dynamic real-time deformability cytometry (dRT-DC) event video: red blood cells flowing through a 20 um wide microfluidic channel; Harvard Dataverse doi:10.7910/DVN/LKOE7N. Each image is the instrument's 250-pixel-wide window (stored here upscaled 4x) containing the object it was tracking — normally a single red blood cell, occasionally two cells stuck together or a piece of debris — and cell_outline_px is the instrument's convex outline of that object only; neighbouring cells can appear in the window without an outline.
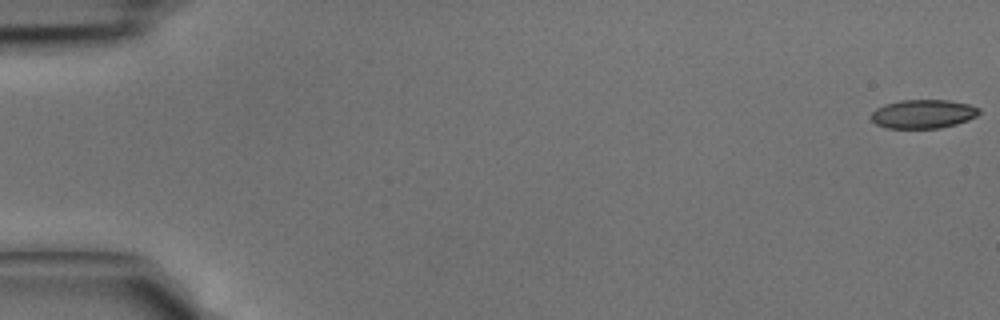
{"species": "common noctule bat (a hibernating species)", "species_latin": "Nyctalus noctula", "temperature_condition": "cold", "stored_images_in_passage": 43, "camera_frame_rate_fps": 3000, "um_per_image_px": 0.085, "animal": {"sex": "male", "body_mass_g": 15.6}, "frame": {"image": 1, "passage_image": 1, "time_ms": 0.0, "image_size_px": [1000, 320], "cell_outline_px": [[980, 112], [976, 116], [968, 120], [956, 124], [940, 128], [888, 128], [876, 124], [872, 120], [872, 112], [876, 108], [884, 104], [900, 100], [948, 100], [968, 104], [980, 108]], "centroid_in_image_um": [78.47, 9.68], "position_along_channel_um": 6.5, "area_um2": 18.09}}
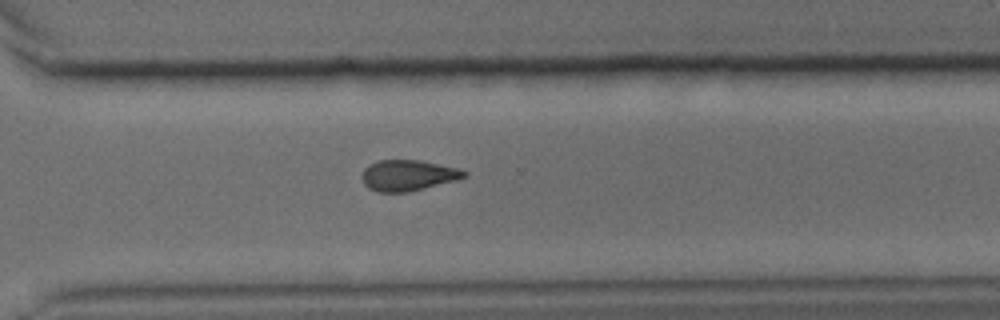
{"frame": {"image": 2, "passage_image": 31, "time_ms": 10.0, "image_size_px": [1000, 320], "cell_outline_px": [[468, 176], [456, 180], [408, 192], [376, 192], [368, 188], [364, 184], [360, 176], [364, 168], [368, 164], [380, 160], [420, 160], [456, 168], [468, 172]], "centroid_in_image_um": [34.63, 14.91], "position_along_channel_um": 336.0, "area_um2": 18.44}}
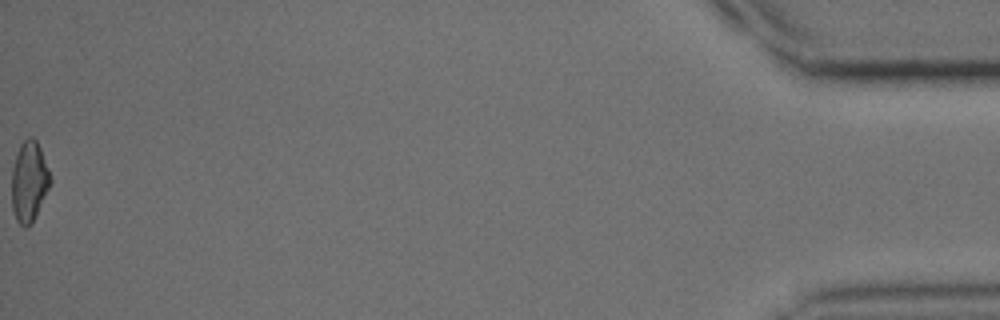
{"frame": {"image": 3, "passage_image": 43, "time_ms": 14.0, "image_size_px": [1000, 320], "cell_outline_px": [[52, 180], [32, 224], [24, 228], [16, 220], [12, 208], [12, 168], [20, 144], [28, 136], [32, 136], [36, 140], [40, 148], [48, 168]], "centroid_in_image_um": [2.47, 15.43], "position_along_channel_um": 432.7, "area_um2": 18.03}}